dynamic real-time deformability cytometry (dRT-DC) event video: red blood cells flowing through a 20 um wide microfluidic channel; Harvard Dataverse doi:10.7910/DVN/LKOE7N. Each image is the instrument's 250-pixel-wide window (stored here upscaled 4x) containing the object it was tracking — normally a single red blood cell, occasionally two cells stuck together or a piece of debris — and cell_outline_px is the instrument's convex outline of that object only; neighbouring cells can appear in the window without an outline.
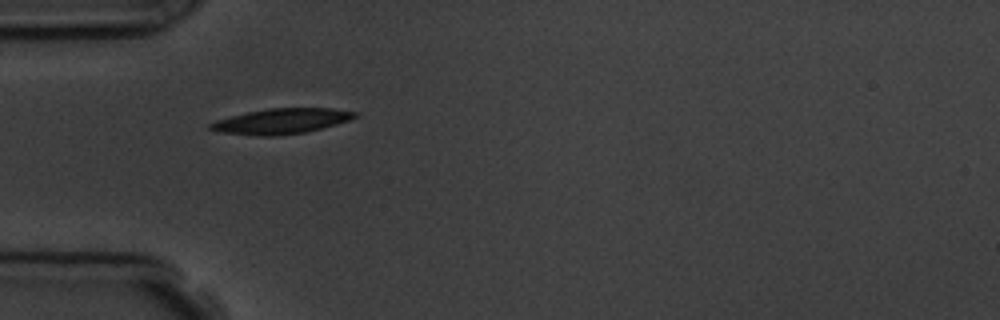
{"species": "common noctule bat (a hibernating species)", "species_latin": "Nyctalus noctula", "temperature_condition": "room temperature", "stored_images_in_passage": 2, "camera_frame_rate_fps": 3000, "um_per_image_px": 0.085, "animal": {"sex": "male", "body_mass_g": 19.5, "forearm_length_mm": 54.6}, "frame": {"image": 1, "passage_image": 1, "time_ms": 0.0, "image_size_px": [1000, 320], "cell_outline_px": [[360, 116], [336, 124], [304, 132], [272, 136], [260, 136], [220, 132], [208, 128], [208, 124], [216, 120], [248, 112], [268, 108], [332, 108], [360, 112]], "centroid_in_image_um": [23.94, 10.29], "position_along_channel_um": 61.1, "area_um2": 21.21}}